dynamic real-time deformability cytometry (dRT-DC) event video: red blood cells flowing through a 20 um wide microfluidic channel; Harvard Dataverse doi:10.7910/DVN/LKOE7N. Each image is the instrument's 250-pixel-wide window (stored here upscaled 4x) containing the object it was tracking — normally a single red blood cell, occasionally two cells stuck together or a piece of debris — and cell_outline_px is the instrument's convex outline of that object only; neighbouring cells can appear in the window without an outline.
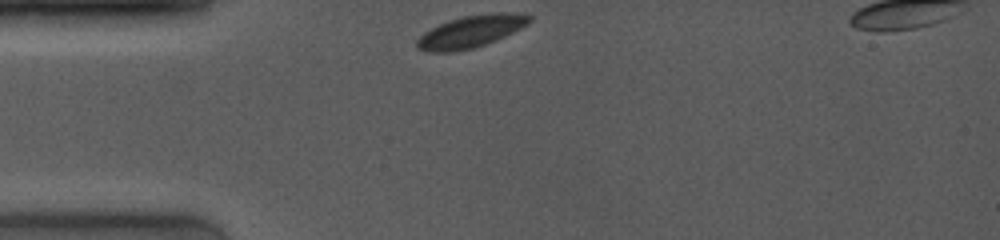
{"species": "common noctule bat (a hibernating species)", "species_latin": "Nyctalus noctula", "temperature_condition": "room temperature", "stored_images_in_passage": 2, "camera_frame_rate_fps": 4000, "um_per_image_px": 0.085, "animal": {"sex": "female", "body_mass_g": 19.0, "forearm_length_mm": 53.3}, "frame": {"image": 1, "passage_image": 1, "time_ms": 0.0, "image_size_px": [1000, 240], "cell_outline_px": [[532, 20], [528, 24], [496, 40], [472, 48], [452, 52], [428, 52], [416, 48], [416, 40], [424, 32], [448, 20], [464, 16], [508, 12], [532, 16]], "centroid_in_image_um": [39.98, 2.69], "position_along_channel_um": 45.0, "area_um2": 20.69}}